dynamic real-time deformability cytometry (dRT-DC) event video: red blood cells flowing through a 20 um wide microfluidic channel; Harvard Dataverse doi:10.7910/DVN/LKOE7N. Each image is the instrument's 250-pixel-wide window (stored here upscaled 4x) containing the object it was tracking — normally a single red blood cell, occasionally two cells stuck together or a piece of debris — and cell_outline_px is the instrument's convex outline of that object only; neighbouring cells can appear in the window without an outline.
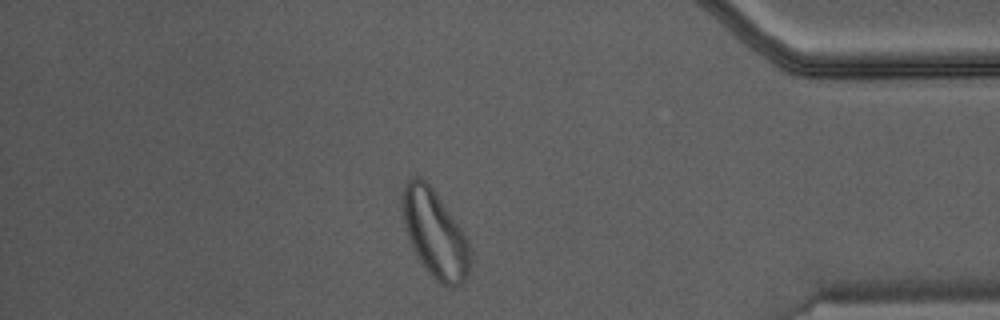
{"species": "Egyptian fruit bat (a non-hibernating species)", "species_latin": "Rousettus aegyptiacus", "temperature_condition": "warm", "stored_images_in_passage": 48, "camera_frame_rate_fps": 3000, "um_per_image_px": 0.085, "animal": {"sex": "male"}, "frame": {"image": 1, "passage_image": 41, "time_ms": 13.333, "image_size_px": [1000, 320], "cell_outline_px": [[472, 272], [468, 280], [452, 288], [448, 288], [436, 284], [428, 272], [416, 252], [408, 236], [404, 220], [404, 184], [412, 176], [420, 176], [436, 192], [464, 232], [468, 244], [472, 260]], "centroid_in_image_um": [37.05, 19.97], "position_along_channel_um": 398.1, "area_um2": 34.51}}